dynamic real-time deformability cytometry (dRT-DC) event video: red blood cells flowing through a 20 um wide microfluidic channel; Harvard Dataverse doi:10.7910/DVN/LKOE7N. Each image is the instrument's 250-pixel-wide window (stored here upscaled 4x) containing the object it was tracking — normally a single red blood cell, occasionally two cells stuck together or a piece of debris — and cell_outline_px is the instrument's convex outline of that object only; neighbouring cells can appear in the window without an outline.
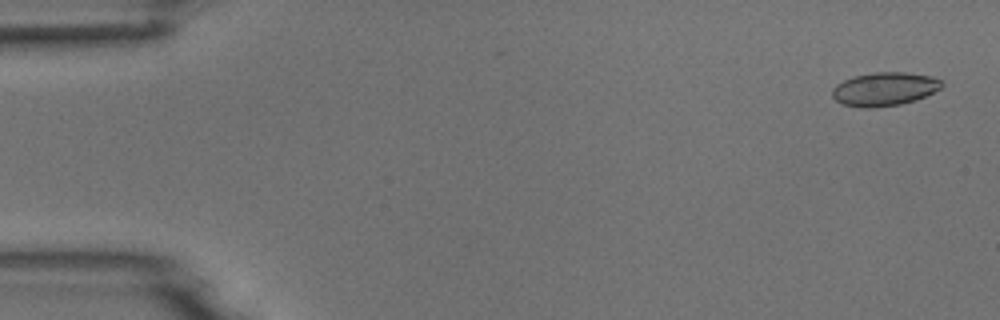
{"species": "common noctule bat (a hibernating species)", "species_latin": "Nyctalus noctula", "temperature_condition": "room temperature", "stored_images_in_passage": 10, "camera_frame_rate_fps": 3000, "um_per_image_px": 0.085, "animal": {"sex": "male", "body_mass_g": 18.8}, "frame": {"image": 1, "passage_image": 1, "time_ms": 0.0, "image_size_px": [1000, 320], "cell_outline_px": [[944, 84], [940, 88], [916, 100], [900, 104], [872, 108], [860, 108], [840, 104], [832, 96], [832, 88], [836, 84], [852, 76], [876, 72], [904, 72], [932, 76], [944, 80]], "centroid_in_image_um": [75.16, 7.57], "position_along_channel_um": 9.8, "area_um2": 21.62}}
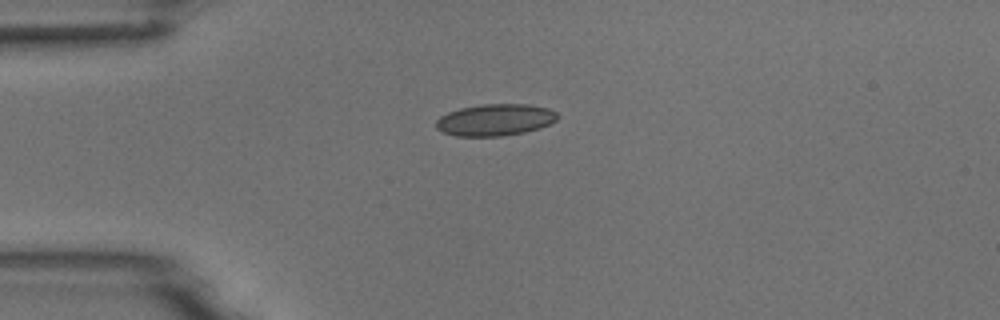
{"frame": {"image": 2, "passage_image": 4, "time_ms": 3.667, "image_size_px": [1000, 320], "cell_outline_px": [[560, 116], [556, 120], [540, 128], [524, 132], [500, 136], [456, 136], [444, 132], [436, 128], [436, 120], [440, 116], [448, 112], [460, 108], [480, 104], [528, 104], [548, 108], [556, 112]], "centroid_in_image_um": [42.09, 10.18], "position_along_channel_um": 42.9, "area_um2": 22.48}}